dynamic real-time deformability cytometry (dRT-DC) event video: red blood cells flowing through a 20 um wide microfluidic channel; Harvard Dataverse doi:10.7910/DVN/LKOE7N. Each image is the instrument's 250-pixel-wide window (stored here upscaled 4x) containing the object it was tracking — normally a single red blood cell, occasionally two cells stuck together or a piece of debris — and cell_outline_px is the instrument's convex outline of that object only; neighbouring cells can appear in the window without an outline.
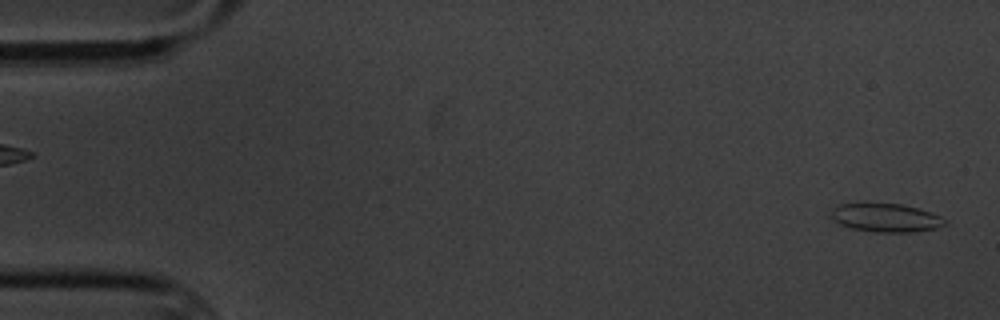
{"species": "common noctule bat (a hibernating species)", "species_latin": "Nyctalus noctula", "temperature_condition": "cold", "stored_images_in_passage": 6, "segment_of_instrument_passage": [2, 2], "camera_frame_rate_fps": 3000, "um_per_image_px": 0.085, "animal": {"sex": "male", "body_mass_g": 20.1, "forearm_length_mm": 53.5}, "frame": {"image": 1, "passage_image": 6, "time_ms": 6.0, "image_size_px": [1000, 320], "cell_outline_px": [[948, 224], [936, 228], [912, 232], [876, 232], [852, 228], [840, 224], [832, 216], [832, 208], [840, 204], [900, 204], [920, 208], [932, 212], [948, 220]], "centroid_in_image_um": [75.38, 18.51], "position_along_channel_um": 9.6, "area_um2": 18.73}}